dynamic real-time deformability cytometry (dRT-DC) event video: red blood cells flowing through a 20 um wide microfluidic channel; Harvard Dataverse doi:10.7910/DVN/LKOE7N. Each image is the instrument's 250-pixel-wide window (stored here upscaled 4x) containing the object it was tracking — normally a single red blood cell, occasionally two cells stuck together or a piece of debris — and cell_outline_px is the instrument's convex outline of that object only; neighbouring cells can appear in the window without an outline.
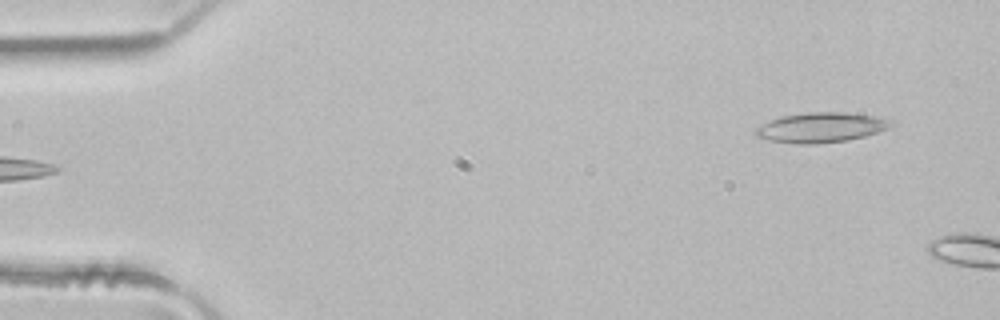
{"species": "common noctule bat (a hibernating species)", "species_latin": "Nyctalus noctula", "temperature_condition": "room temperature", "stored_images_in_passage": 3, "camera_frame_rate_fps": 3000, "um_per_image_px": 0.085, "animal": {"sex": "male", "body_mass_g": 21.5, "forearm_length_mm": 52.0}, "frame": {"image": 1, "passage_image": 3, "time_ms": 0.667, "image_size_px": [1000, 320], "cell_outline_px": [[896, 124], [888, 128], [864, 136], [848, 140], [816, 144], [796, 144], [772, 140], [756, 136], [752, 132], [756, 128], [780, 116], [808, 112], [844, 112], [876, 116], [896, 120]], "centroid_in_image_um": [69.84, 10.83], "position_along_channel_um": 15.2, "area_um2": 23.7}}